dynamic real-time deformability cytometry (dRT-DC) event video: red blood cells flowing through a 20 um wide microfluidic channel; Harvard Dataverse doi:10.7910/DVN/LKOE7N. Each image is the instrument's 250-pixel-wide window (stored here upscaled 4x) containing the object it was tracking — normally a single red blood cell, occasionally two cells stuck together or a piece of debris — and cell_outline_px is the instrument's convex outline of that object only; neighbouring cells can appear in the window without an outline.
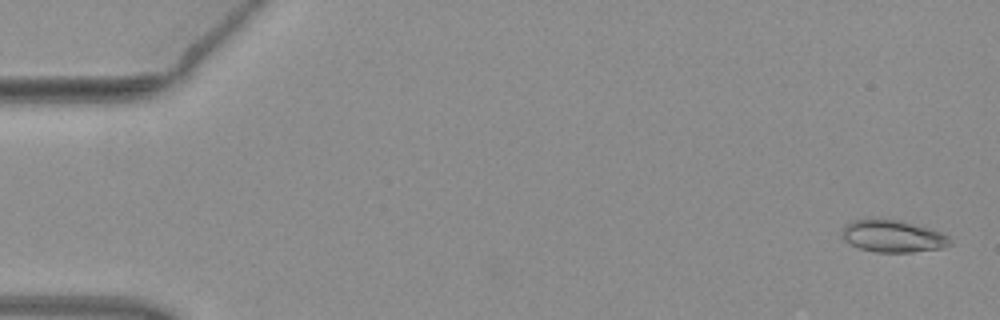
{"species": "common noctule bat (a hibernating species)", "species_latin": "Nyctalus noctula", "temperature_condition": "warm", "stored_images_in_passage": 4, "camera_frame_rate_fps": 3000, "um_per_image_px": 0.085, "animal": {"sex": "female", "body_mass_g": 19.3, "forearm_length_mm": 54.1}, "frame": {"image": 1, "passage_image": 1, "time_ms": 0.0, "image_size_px": [1000, 320], "cell_outline_px": [[952, 244], [944, 248], [912, 252], [876, 252], [860, 248], [844, 240], [844, 224], [852, 220], [896, 220], [928, 228], [940, 232], [948, 236], [952, 240]], "centroid_in_image_um": [75.94, 20.1], "position_along_channel_um": 9.1, "area_um2": 19.77}}
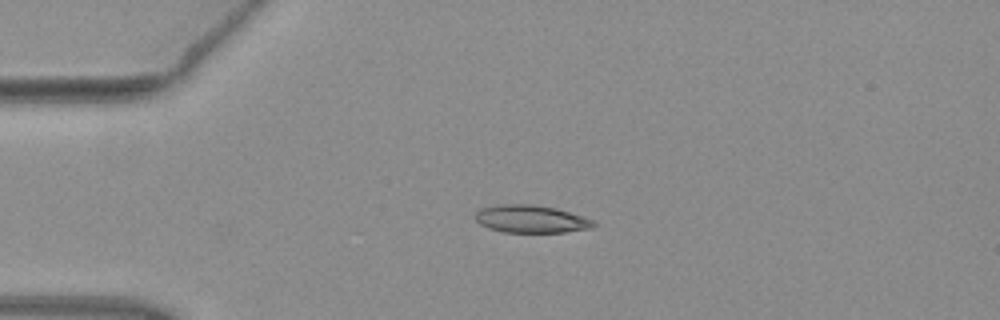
{"frame": {"image": 2, "passage_image": 4, "time_ms": 1.0, "image_size_px": [1000, 320], "cell_outline_px": [[596, 224], [588, 228], [564, 232], [504, 232], [488, 228], [480, 224], [476, 220], [476, 212], [480, 208], [496, 204], [532, 204], [556, 208], [592, 220]], "centroid_in_image_um": [45.06, 18.6], "position_along_channel_um": 39.9, "area_um2": 18.84}}